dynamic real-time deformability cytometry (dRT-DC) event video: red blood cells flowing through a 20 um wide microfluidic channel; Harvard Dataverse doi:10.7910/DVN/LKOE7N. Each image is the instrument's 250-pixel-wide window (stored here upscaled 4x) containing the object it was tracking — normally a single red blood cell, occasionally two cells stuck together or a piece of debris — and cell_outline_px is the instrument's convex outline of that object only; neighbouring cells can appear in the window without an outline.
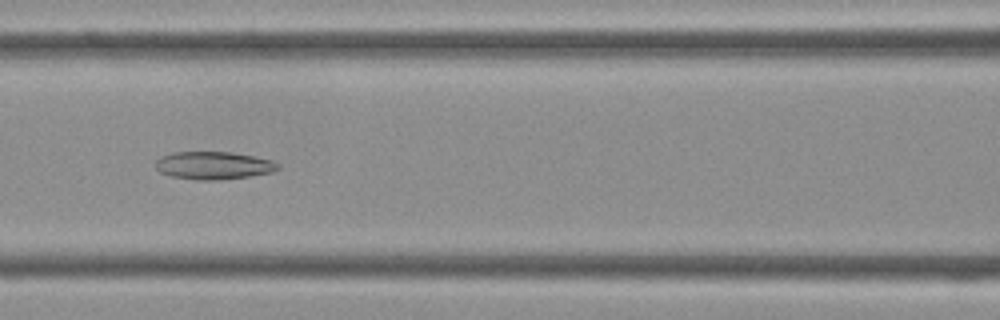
{"species": "Egyptian fruit bat (a non-hibernating species)", "species_latin": "Rousettus aegyptiacus", "temperature_condition": "cold", "stored_images_in_passage": 43, "camera_frame_rate_fps": 3000, "um_per_image_px": 0.085, "frame": {"image": 1, "passage_image": 18, "time_ms": 5.667, "image_size_px": [1000, 320], "cell_outline_px": [[280, 168], [272, 172], [248, 176], [216, 180], [196, 180], [172, 176], [160, 172], [156, 168], [156, 160], [160, 156], [172, 152], [232, 152], [272, 160], [280, 164]], "centroid_in_image_um": [18.14, 14.06], "position_along_channel_um": 148.5, "area_um2": 19.77}}
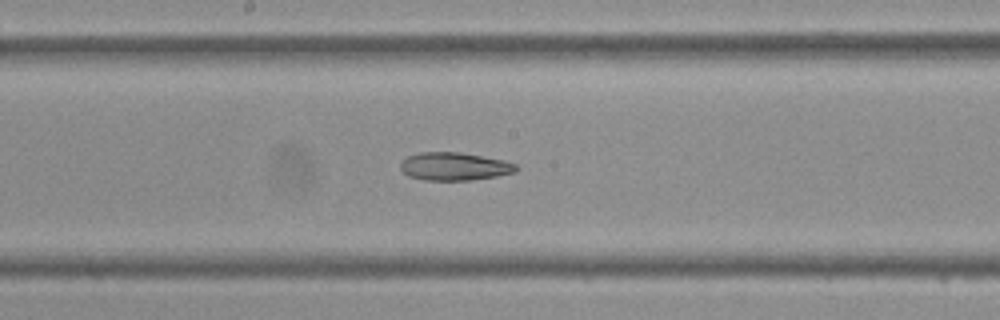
{"frame": {"image": 2, "passage_image": 22, "time_ms": 7.0, "image_size_px": [1000, 320], "cell_outline_px": [[520, 168], [516, 172], [496, 176], [472, 180], [424, 180], [408, 176], [400, 168], [400, 164], [408, 156], [420, 152], [460, 152], [504, 160], [516, 164]], "centroid_in_image_um": [38.65, 14.15], "position_along_channel_um": 209.6, "area_um2": 18.9}}
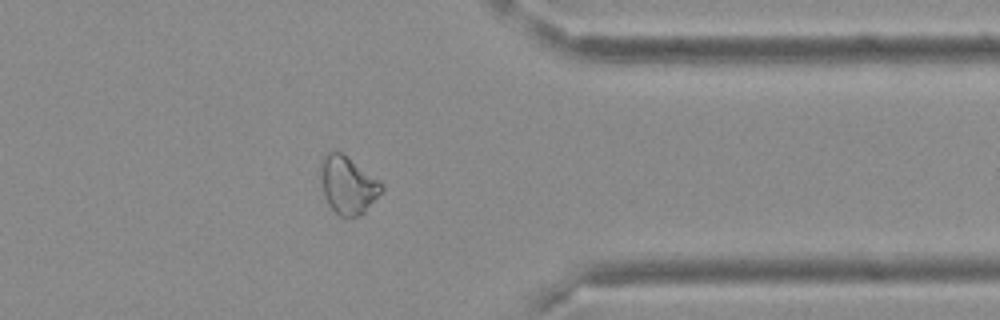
{"frame": {"image": 3, "passage_image": 34, "time_ms": 11.0, "image_size_px": [1000, 320], "cell_outline_px": [[384, 188], [364, 212], [360, 216], [340, 216], [328, 204], [320, 180], [320, 160], [332, 148], [340, 152], [380, 180], [384, 184]], "centroid_in_image_um": [29.55, 15.69], "position_along_channel_um": 381.9, "area_um2": 20.35}}